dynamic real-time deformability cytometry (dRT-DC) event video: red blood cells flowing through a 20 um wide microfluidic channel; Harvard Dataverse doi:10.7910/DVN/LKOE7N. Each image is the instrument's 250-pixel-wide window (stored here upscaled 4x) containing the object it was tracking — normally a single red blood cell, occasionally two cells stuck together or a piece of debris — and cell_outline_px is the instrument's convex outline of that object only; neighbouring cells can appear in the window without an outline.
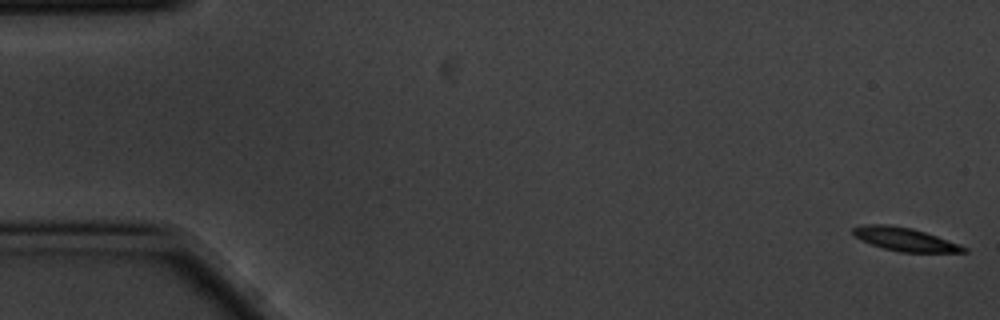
{"species": "common noctule bat (a hibernating species)", "species_latin": "Nyctalus noctula", "temperature_condition": "cold", "stored_images_in_passage": 5, "camera_frame_rate_fps": 3000, "um_per_image_px": 0.085, "animal": {"sex": "male", "body_mass_g": 20.1, "forearm_length_mm": 53.5}, "frame": {"image": 1, "passage_image": 1, "time_ms": 0.0, "image_size_px": [1000, 320], "cell_outline_px": [[968, 252], [900, 252], [884, 248], [872, 244], [856, 236], [852, 232], [852, 228], [864, 224], [888, 224], [912, 228], [960, 244], [968, 248]], "centroid_in_image_um": [76.94, 20.33], "position_along_channel_um": 8.1, "area_um2": 14.85}}